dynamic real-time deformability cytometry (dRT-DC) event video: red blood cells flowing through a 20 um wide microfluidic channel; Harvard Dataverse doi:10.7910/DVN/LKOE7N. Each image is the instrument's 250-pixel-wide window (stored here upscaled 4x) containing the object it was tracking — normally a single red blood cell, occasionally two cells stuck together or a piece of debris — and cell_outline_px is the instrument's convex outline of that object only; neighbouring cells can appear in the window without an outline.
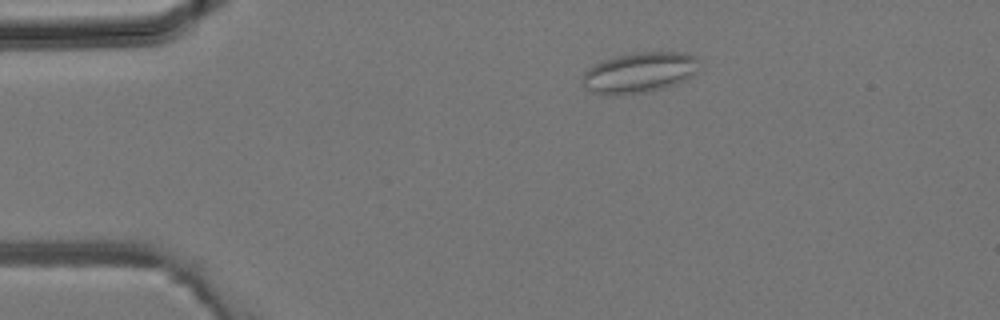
{"species": "common noctule bat (a hibernating species)", "species_latin": "Nyctalus noctula", "temperature_condition": "room temperature", "stored_images_in_passage": 5, "camera_frame_rate_fps": 3000, "um_per_image_px": 0.085, "animal": {"sex": "male", "body_mass_g": 19.2, "forearm_length_mm": 51.8}, "frame": {"image": 1, "passage_image": 5, "time_ms": 1.333, "image_size_px": [1000, 320], "cell_outline_px": [[700, 60], [696, 72], [692, 76], [676, 84], [644, 92], [608, 96], [592, 92], [584, 88], [580, 80], [584, 72], [588, 68], [604, 60], [616, 56], [632, 52], [684, 52], [696, 56]], "centroid_in_image_um": [54.32, 6.16], "position_along_channel_um": 30.7, "area_um2": 27.8}}